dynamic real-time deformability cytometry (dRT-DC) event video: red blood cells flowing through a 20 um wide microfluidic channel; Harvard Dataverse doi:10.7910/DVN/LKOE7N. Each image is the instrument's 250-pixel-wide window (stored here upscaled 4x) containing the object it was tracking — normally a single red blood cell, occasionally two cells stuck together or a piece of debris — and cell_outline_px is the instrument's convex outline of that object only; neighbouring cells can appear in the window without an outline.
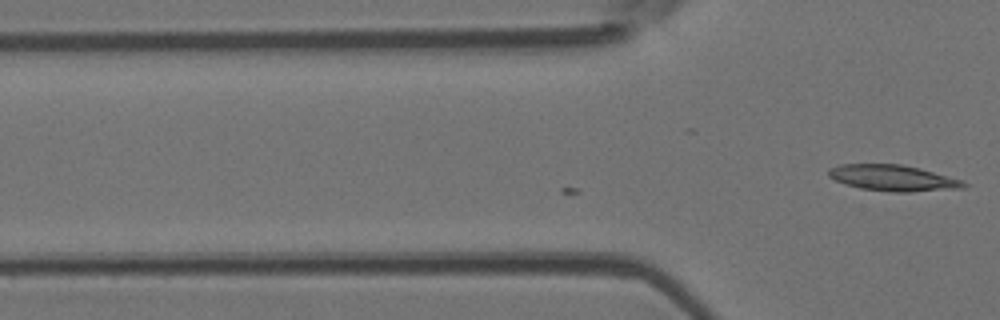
{"species": "Egyptian fruit bat (a non-hibernating species)", "species_latin": "Rousettus aegyptiacus", "temperature_condition": "room temperature", "stored_images_in_passage": 15, "camera_frame_rate_fps": 3000, "um_per_image_px": 0.085, "animal": {"sex": "female"}, "frame": {"image": 1, "passage_image": 15, "time_ms": 4.667, "image_size_px": [1000, 320], "cell_outline_px": [[968, 184], [964, 188], [908, 192], [892, 192], [860, 188], [844, 184], [828, 176], [828, 168], [840, 164], [904, 164], [920, 168], [960, 180]], "centroid_in_image_um": [75.87, 15.12], "position_along_channel_um": 49.9, "area_um2": 20.46}}